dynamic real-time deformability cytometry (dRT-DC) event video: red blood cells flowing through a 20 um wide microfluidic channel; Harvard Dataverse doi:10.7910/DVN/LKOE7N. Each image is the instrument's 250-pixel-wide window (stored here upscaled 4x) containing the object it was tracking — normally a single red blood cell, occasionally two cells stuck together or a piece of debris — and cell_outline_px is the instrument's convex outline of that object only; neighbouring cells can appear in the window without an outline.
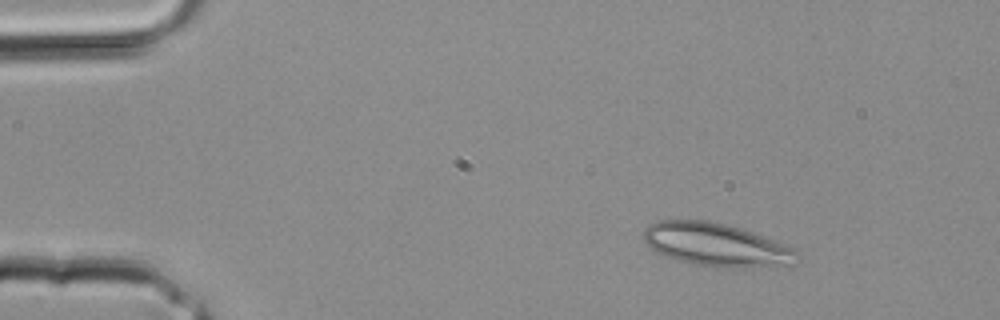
{"species": "common noctule bat (a hibernating species)", "species_latin": "Nyctalus noctula", "temperature_condition": "room temperature", "stored_images_in_passage": 2, "camera_frame_rate_fps": 3000, "um_per_image_px": 0.085, "animal": {"sex": "male", "body_mass_g": 20.4}, "frame": {"image": 1, "passage_image": 1, "time_ms": 0.0, "image_size_px": [1000, 320], "cell_outline_px": [[800, 256], [792, 264], [736, 268], [732, 268], [696, 264], [680, 260], [656, 252], [644, 240], [644, 228], [648, 224], [660, 220], [708, 220], [740, 228], [752, 232], [792, 248]], "centroid_in_image_um": [60.84, 20.79], "position_along_channel_um": 24.2, "area_um2": 37.86}}